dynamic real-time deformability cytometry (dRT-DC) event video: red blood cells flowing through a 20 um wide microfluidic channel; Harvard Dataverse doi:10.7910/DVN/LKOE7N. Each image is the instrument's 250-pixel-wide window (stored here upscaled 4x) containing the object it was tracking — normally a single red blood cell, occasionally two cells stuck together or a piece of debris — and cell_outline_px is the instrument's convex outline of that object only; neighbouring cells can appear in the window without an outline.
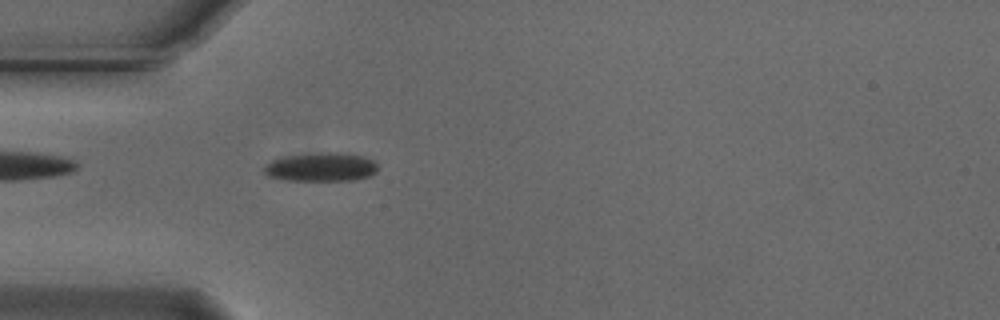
{"species": "Egyptian fruit bat (a non-hibernating species)", "species_latin": "Rousettus aegyptiacus", "temperature_condition": "cold", "stored_images_in_passage": 54, "camera_frame_rate_fps": 3000, "um_per_image_px": 0.085, "animal": {"sex": "male"}, "frame": {"image": 1, "passage_image": 15, "time_ms": 4.667, "image_size_px": [1000, 320], "cell_outline_px": [[376, 172], [368, 176], [352, 180], [284, 180], [264, 176], [264, 168], [272, 160], [288, 156], [320, 152], [336, 152], [364, 156], [372, 160], [376, 164]], "centroid_in_image_um": [27.26, 14.2], "position_along_channel_um": 57.7, "area_um2": 18.9}}
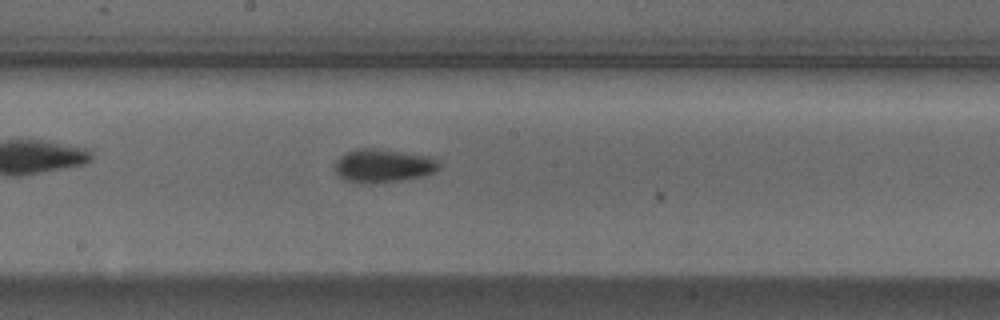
{"frame": {"image": 2, "passage_image": 28, "time_ms": 9.0, "image_size_px": [1000, 320], "cell_outline_px": [[440, 168], [436, 172], [420, 176], [400, 180], [364, 184], [344, 180], [332, 168], [336, 160], [344, 152], [356, 148], [376, 148], [436, 156], [440, 164]], "centroid_in_image_um": [32.57, 14.06], "position_along_channel_um": 215.6, "area_um2": 20.81}}
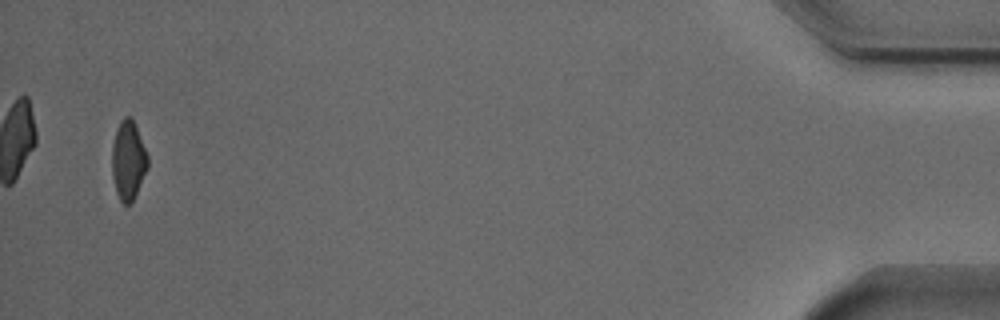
{"frame": {"image": 3, "passage_image": 52, "time_ms": 17.0, "image_size_px": [1000, 320], "cell_outline_px": [[148, 168], [132, 200], [128, 204], [124, 204], [120, 200], [116, 192], [112, 176], [112, 144], [116, 128], [120, 120], [124, 116], [132, 116], [148, 156]], "centroid_in_image_um": [10.89, 13.57], "position_along_channel_um": 424.3, "area_um2": 16.47}, "authors_computed_cell_mechanics": {"area_um2": 17.918, "velocity_mm_per_s": 3.7379, "shape_relaxation_time_tau1_ms": 4.9427, "shape_relaxation_time_tau2_ms": null, "deformation_change_tau1": 0.1148, "deformation_change_tau2": null}}